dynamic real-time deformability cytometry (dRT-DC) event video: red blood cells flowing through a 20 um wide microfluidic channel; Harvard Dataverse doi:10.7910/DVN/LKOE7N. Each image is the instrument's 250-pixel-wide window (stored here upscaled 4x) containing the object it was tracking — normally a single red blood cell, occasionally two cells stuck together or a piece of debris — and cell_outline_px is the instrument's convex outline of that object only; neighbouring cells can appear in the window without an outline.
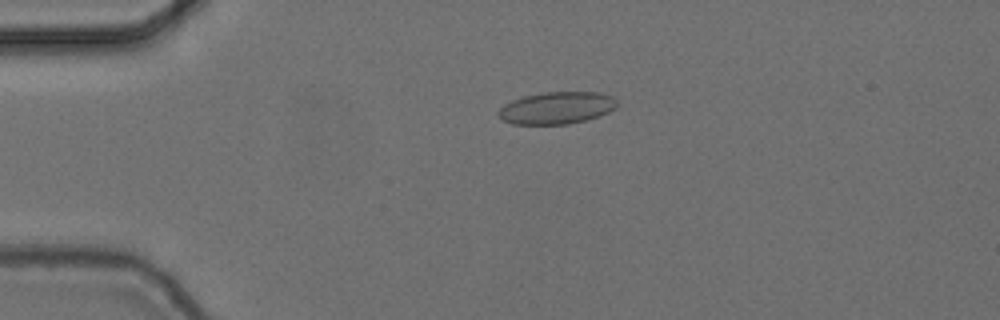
{"species": "common noctule bat (a hibernating species)", "species_latin": "Nyctalus noctula", "temperature_condition": "cold", "stored_images_in_passage": 56, "camera_frame_rate_fps": 3000, "um_per_image_px": 0.085, "animal": {"sex": "female", "body_mass_g": 24.6, "forearm_length_mm": 56.2}, "frame": {"image": 1, "passage_image": 13, "time_ms": 4.0, "image_size_px": [1000, 320], "cell_outline_px": [[616, 108], [608, 112], [584, 120], [568, 124], [512, 124], [500, 120], [496, 116], [496, 112], [504, 104], [512, 100], [524, 96], [544, 92], [600, 92], [612, 96], [616, 100]], "centroid_in_image_um": [47.25, 9.17], "position_along_channel_um": 37.7, "area_um2": 22.31}}
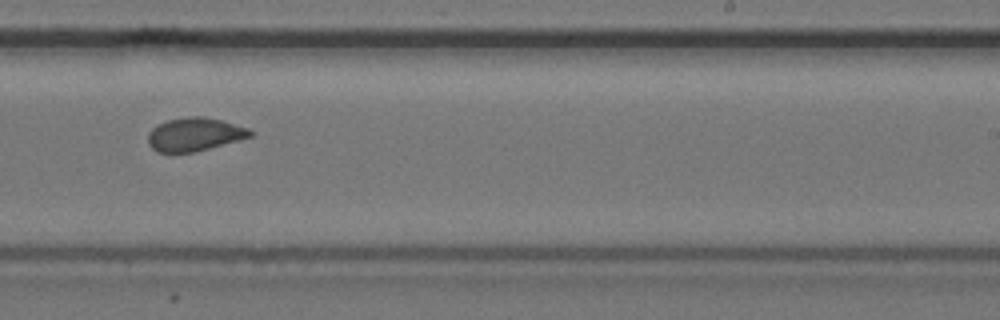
{"frame": {"image": 2, "passage_image": 35, "time_ms": 11.333, "image_size_px": [1000, 320], "cell_outline_px": [[252, 136], [240, 140], [196, 152], [156, 152], [148, 144], [148, 132], [152, 128], [168, 120], [188, 116], [204, 116], [220, 120], [248, 128], [252, 132]], "centroid_in_image_um": [16.53, 11.43], "position_along_channel_um": 272.5, "area_um2": 19.83}}
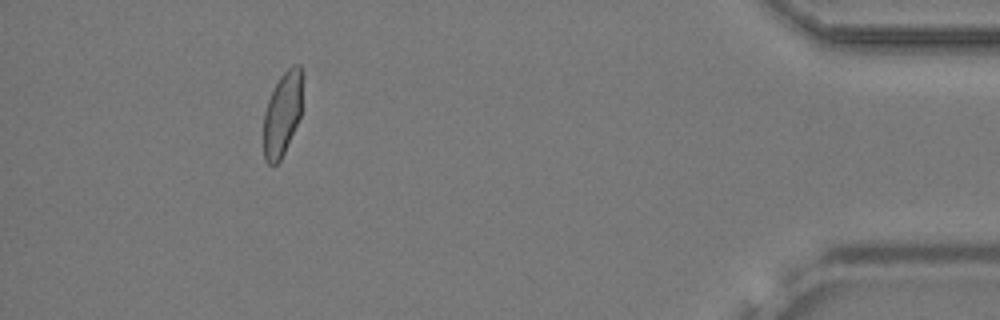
{"frame": {"image": 3, "passage_image": 51, "time_ms": 16.667, "image_size_px": [1000, 320], "cell_outline_px": [[304, 76], [300, 116], [284, 152], [280, 160], [272, 168], [264, 160], [264, 112], [268, 100], [280, 76], [292, 64], [300, 64], [304, 72]], "centroid_in_image_um": [24.03, 9.63], "position_along_channel_um": 411.2, "area_um2": 19.31}, "authors_computed_cell_mechanics": {"area_um2": 20.6057, "velocity_mm_per_s": 3.6966, "shape_relaxation_time_tau1_ms": null, "shape_relaxation_time_tau2_ms": 0.8913, "deformation_change_tau1": null, "deformation_change_tau2": 0.0717}}